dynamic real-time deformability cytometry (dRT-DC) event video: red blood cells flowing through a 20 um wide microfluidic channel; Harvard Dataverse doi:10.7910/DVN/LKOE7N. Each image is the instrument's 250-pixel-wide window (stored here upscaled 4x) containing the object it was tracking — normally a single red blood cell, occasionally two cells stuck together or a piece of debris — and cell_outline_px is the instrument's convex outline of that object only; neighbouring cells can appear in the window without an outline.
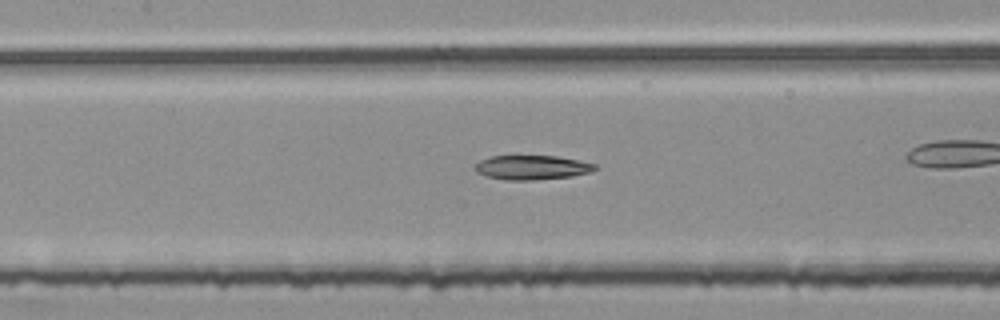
{"species": "common noctule bat (a hibernating species)", "species_latin": "Nyctalus noctula", "temperature_condition": "room temperature", "stored_images_in_passage": 43, "camera_frame_rate_fps": 3000, "um_per_image_px": 0.085, "animal": {"sex": "female", "body_mass_g": 25.1}, "frame": {"image": 1, "passage_image": 25, "time_ms": 8.0, "image_size_px": [1000, 320], "cell_outline_px": [[596, 168], [592, 172], [572, 176], [536, 180], [508, 180], [488, 176], [476, 172], [476, 164], [480, 160], [492, 156], [556, 156], [596, 164]], "centroid_in_image_um": [45.23, 14.24], "position_along_channel_um": 162.2, "area_um2": 16.82}}
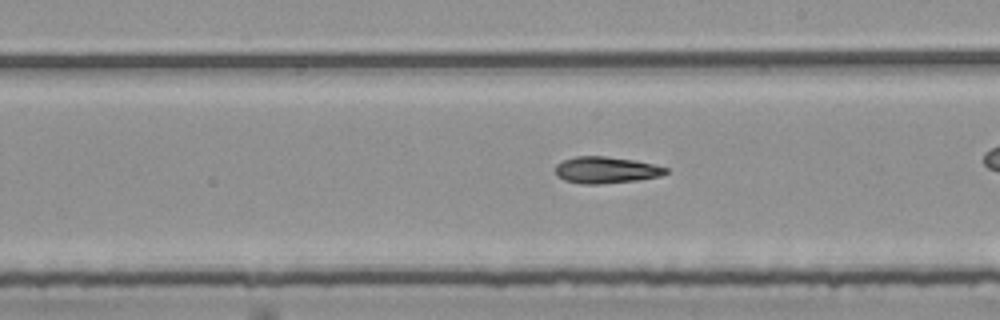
{"frame": {"image": 2, "passage_image": 31, "time_ms": 10.0, "image_size_px": [1000, 320], "cell_outline_px": [[668, 172], [660, 176], [636, 180], [600, 184], [580, 184], [564, 180], [556, 176], [556, 164], [564, 160], [576, 156], [604, 156], [636, 160], [668, 168]], "centroid_in_image_um": [51.49, 14.45], "position_along_channel_um": 237.5, "area_um2": 17.11}}